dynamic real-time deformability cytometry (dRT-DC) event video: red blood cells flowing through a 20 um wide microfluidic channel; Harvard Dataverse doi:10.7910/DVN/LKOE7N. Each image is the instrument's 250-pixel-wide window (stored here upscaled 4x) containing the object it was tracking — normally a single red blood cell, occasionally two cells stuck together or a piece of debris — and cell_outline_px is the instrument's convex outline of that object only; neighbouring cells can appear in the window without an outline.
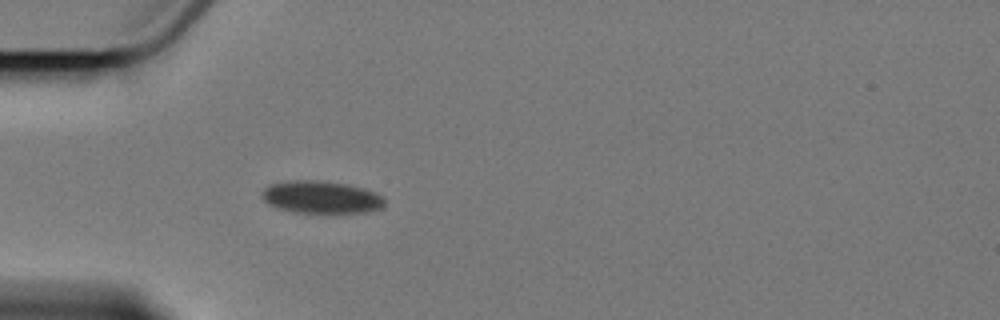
{"species": "Egyptian fruit bat (a non-hibernating species)", "species_latin": "Rousettus aegyptiacus", "temperature_condition": "cold", "stored_images_in_passage": 1, "camera_frame_rate_fps": 3000, "um_per_image_px": 0.085, "animal": {"sex": "female"}, "frame": {"image": 1, "passage_image": 1, "time_ms": 0.0, "image_size_px": [1000, 320], "cell_outline_px": [[384, 204], [380, 208], [364, 212], [332, 216], [324, 216], [292, 212], [276, 208], [268, 204], [260, 196], [260, 192], [268, 184], [288, 180], [312, 180], [348, 184], [364, 188], [376, 192], [384, 200]], "centroid_in_image_um": [27.25, 16.81], "position_along_channel_um": 57.8, "area_um2": 24.39}}